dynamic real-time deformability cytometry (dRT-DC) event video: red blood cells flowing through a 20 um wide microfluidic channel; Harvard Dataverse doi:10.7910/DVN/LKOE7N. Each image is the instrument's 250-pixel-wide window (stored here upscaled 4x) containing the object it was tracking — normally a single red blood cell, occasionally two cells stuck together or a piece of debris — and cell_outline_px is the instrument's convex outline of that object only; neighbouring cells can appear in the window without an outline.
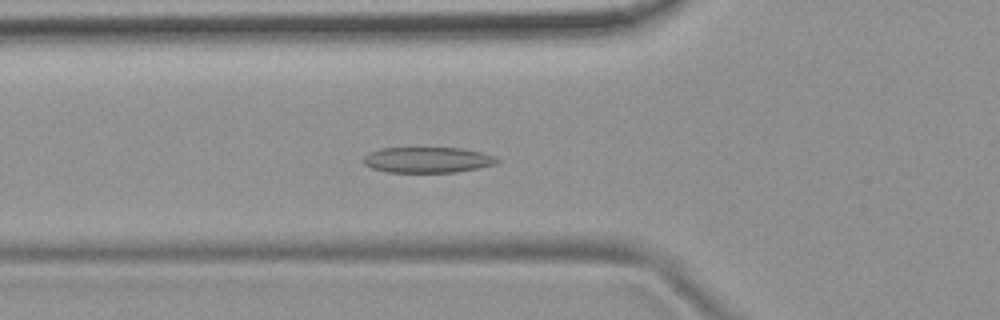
{"species": "common noctule bat (a hibernating species)", "species_latin": "Nyctalus noctula", "temperature_condition": "room temperature", "stored_images_in_passage": 37, "camera_frame_rate_fps": 3000, "um_per_image_px": 0.085, "animal": {"sex": "female", "body_mass_g": 19.9}, "frame": {"image": 1, "passage_image": 2, "time_ms": 0.333, "image_size_px": [1000, 320], "cell_outline_px": [[500, 160], [496, 164], [456, 172], [388, 172], [372, 168], [364, 164], [364, 156], [368, 152], [380, 148], [460, 148], [480, 152], [496, 156]], "centroid_in_image_um": [36.33, 13.58], "position_along_channel_um": 89.5, "area_um2": 19.94}}
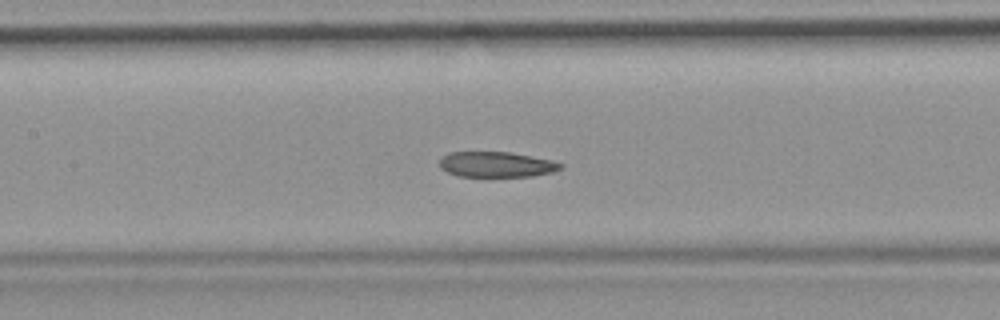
{"frame": {"image": 2, "passage_image": 8, "time_ms": 2.333, "image_size_px": [1000, 320], "cell_outline_px": [[564, 164], [560, 168], [552, 172], [532, 176], [456, 176], [440, 168], [440, 160], [448, 152], [508, 152], [552, 160]], "centroid_in_image_um": [42.18, 13.98], "position_along_channel_um": 165.2, "area_um2": 17.74}}
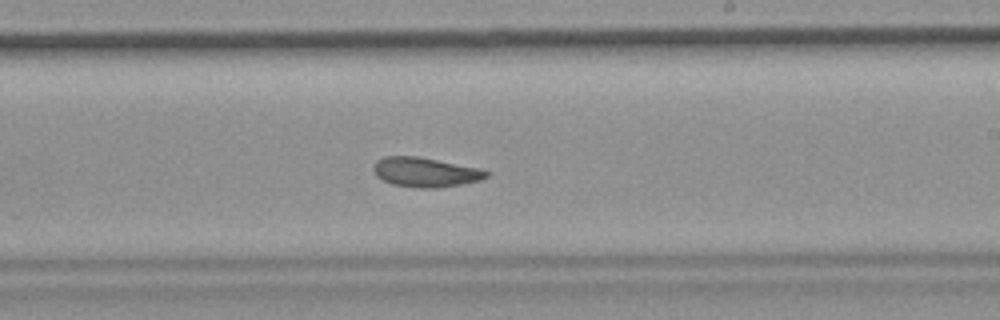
{"frame": {"image": 3, "passage_image": 15, "time_ms": 4.667, "image_size_px": [1000, 320], "cell_outline_px": [[492, 172], [488, 176], [480, 180], [460, 184], [436, 188], [420, 188], [392, 184], [376, 176], [372, 168], [376, 160], [384, 156], [416, 156], [480, 168]], "centroid_in_image_um": [36.15, 14.63], "position_along_channel_um": 252.8, "area_um2": 19.42}}